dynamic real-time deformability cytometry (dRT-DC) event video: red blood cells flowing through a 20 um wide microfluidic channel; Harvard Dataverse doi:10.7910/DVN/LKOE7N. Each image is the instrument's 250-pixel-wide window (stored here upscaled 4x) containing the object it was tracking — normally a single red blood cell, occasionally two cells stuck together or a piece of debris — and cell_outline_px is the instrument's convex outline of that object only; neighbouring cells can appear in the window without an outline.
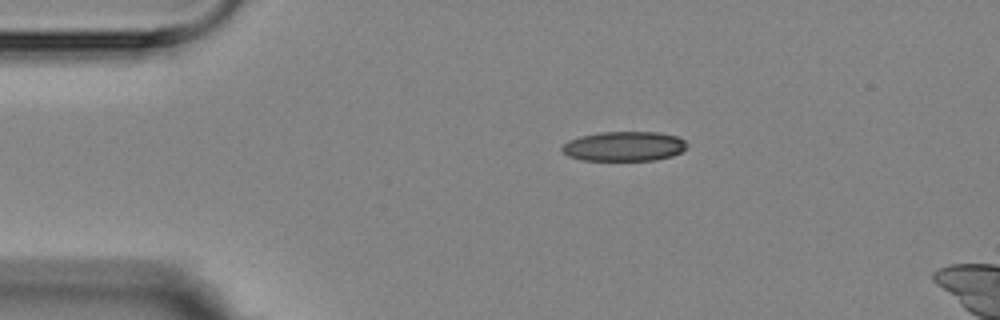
{"species": "Egyptian fruit bat (a non-hibernating species)", "species_latin": "Rousettus aegyptiacus", "temperature_condition": "room temperature", "stored_images_in_passage": 3, "camera_frame_rate_fps": 3000, "um_per_image_px": 0.085, "animal": {"sex": "female"}, "frame": {"image": 1, "passage_image": 1, "time_ms": 0.0, "image_size_px": [1000, 320], "cell_outline_px": [[688, 148], [672, 156], [656, 160], [580, 160], [568, 156], [560, 148], [568, 140], [580, 136], [600, 132], [656, 132], [676, 136], [684, 140], [688, 144]], "centroid_in_image_um": [53.05, 12.43], "position_along_channel_um": 31.9, "area_um2": 21.68}}